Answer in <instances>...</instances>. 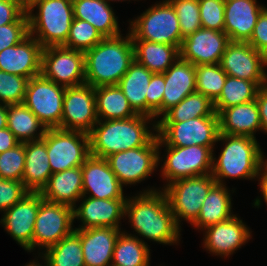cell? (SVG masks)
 <instances>
[{
  "label": "cell",
  "instance_id": "4316f807",
  "mask_svg": "<svg viewBox=\"0 0 267 266\" xmlns=\"http://www.w3.org/2000/svg\"><path fill=\"white\" fill-rule=\"evenodd\" d=\"M51 175L45 140L25 142V169L22 176L25 188L29 192H41Z\"/></svg>",
  "mask_w": 267,
  "mask_h": 266
},
{
  "label": "cell",
  "instance_id": "f5cc1de1",
  "mask_svg": "<svg viewBox=\"0 0 267 266\" xmlns=\"http://www.w3.org/2000/svg\"><path fill=\"white\" fill-rule=\"evenodd\" d=\"M262 171V172H261ZM260 190L263 194V198L267 204V167L263 164L262 169L259 172Z\"/></svg>",
  "mask_w": 267,
  "mask_h": 266
},
{
  "label": "cell",
  "instance_id": "ac0fdd59",
  "mask_svg": "<svg viewBox=\"0 0 267 266\" xmlns=\"http://www.w3.org/2000/svg\"><path fill=\"white\" fill-rule=\"evenodd\" d=\"M42 199L40 192H28L4 212L0 221L11 237L29 252L33 250L35 220Z\"/></svg>",
  "mask_w": 267,
  "mask_h": 266
},
{
  "label": "cell",
  "instance_id": "d6a6232c",
  "mask_svg": "<svg viewBox=\"0 0 267 266\" xmlns=\"http://www.w3.org/2000/svg\"><path fill=\"white\" fill-rule=\"evenodd\" d=\"M95 101L98 120L127 119L138 115L118 85L96 87Z\"/></svg>",
  "mask_w": 267,
  "mask_h": 266
},
{
  "label": "cell",
  "instance_id": "ba28073f",
  "mask_svg": "<svg viewBox=\"0 0 267 266\" xmlns=\"http://www.w3.org/2000/svg\"><path fill=\"white\" fill-rule=\"evenodd\" d=\"M152 126L167 146L176 147L201 145L213 148L220 133L219 116H204L182 122H156Z\"/></svg>",
  "mask_w": 267,
  "mask_h": 266
},
{
  "label": "cell",
  "instance_id": "8992f818",
  "mask_svg": "<svg viewBox=\"0 0 267 266\" xmlns=\"http://www.w3.org/2000/svg\"><path fill=\"white\" fill-rule=\"evenodd\" d=\"M130 26L132 40L168 44L180 50L183 38L179 21L174 8L167 0L148 8L131 21Z\"/></svg>",
  "mask_w": 267,
  "mask_h": 266
},
{
  "label": "cell",
  "instance_id": "681fc988",
  "mask_svg": "<svg viewBox=\"0 0 267 266\" xmlns=\"http://www.w3.org/2000/svg\"><path fill=\"white\" fill-rule=\"evenodd\" d=\"M25 11L24 0H0V26L14 23Z\"/></svg>",
  "mask_w": 267,
  "mask_h": 266
},
{
  "label": "cell",
  "instance_id": "d4e9b609",
  "mask_svg": "<svg viewBox=\"0 0 267 266\" xmlns=\"http://www.w3.org/2000/svg\"><path fill=\"white\" fill-rule=\"evenodd\" d=\"M165 90L162 115L179 104L186 96L196 92L195 65L180 57L163 73Z\"/></svg>",
  "mask_w": 267,
  "mask_h": 266
},
{
  "label": "cell",
  "instance_id": "7c38bea8",
  "mask_svg": "<svg viewBox=\"0 0 267 266\" xmlns=\"http://www.w3.org/2000/svg\"><path fill=\"white\" fill-rule=\"evenodd\" d=\"M159 153L158 135H156L146 146L117 152L106 159L124 186L139 183L150 176L160 163Z\"/></svg>",
  "mask_w": 267,
  "mask_h": 266
},
{
  "label": "cell",
  "instance_id": "f1b7e54d",
  "mask_svg": "<svg viewBox=\"0 0 267 266\" xmlns=\"http://www.w3.org/2000/svg\"><path fill=\"white\" fill-rule=\"evenodd\" d=\"M74 18L93 25L103 38L120 36L117 18L105 0H72Z\"/></svg>",
  "mask_w": 267,
  "mask_h": 266
},
{
  "label": "cell",
  "instance_id": "e575fe53",
  "mask_svg": "<svg viewBox=\"0 0 267 266\" xmlns=\"http://www.w3.org/2000/svg\"><path fill=\"white\" fill-rule=\"evenodd\" d=\"M150 251L142 239L121 232L116 240L111 265L150 266Z\"/></svg>",
  "mask_w": 267,
  "mask_h": 266
},
{
  "label": "cell",
  "instance_id": "db71d44e",
  "mask_svg": "<svg viewBox=\"0 0 267 266\" xmlns=\"http://www.w3.org/2000/svg\"><path fill=\"white\" fill-rule=\"evenodd\" d=\"M7 127V105L0 104V130Z\"/></svg>",
  "mask_w": 267,
  "mask_h": 266
},
{
  "label": "cell",
  "instance_id": "836d02e7",
  "mask_svg": "<svg viewBox=\"0 0 267 266\" xmlns=\"http://www.w3.org/2000/svg\"><path fill=\"white\" fill-rule=\"evenodd\" d=\"M7 127L20 143L40 140L47 130L24 103L7 106Z\"/></svg>",
  "mask_w": 267,
  "mask_h": 266
},
{
  "label": "cell",
  "instance_id": "f546056e",
  "mask_svg": "<svg viewBox=\"0 0 267 266\" xmlns=\"http://www.w3.org/2000/svg\"><path fill=\"white\" fill-rule=\"evenodd\" d=\"M135 61L152 73H164L179 57L176 46L146 40H132Z\"/></svg>",
  "mask_w": 267,
  "mask_h": 266
},
{
  "label": "cell",
  "instance_id": "9a60e30c",
  "mask_svg": "<svg viewBox=\"0 0 267 266\" xmlns=\"http://www.w3.org/2000/svg\"><path fill=\"white\" fill-rule=\"evenodd\" d=\"M97 122L95 88L88 84L66 87L58 128L89 134Z\"/></svg>",
  "mask_w": 267,
  "mask_h": 266
},
{
  "label": "cell",
  "instance_id": "d590c367",
  "mask_svg": "<svg viewBox=\"0 0 267 266\" xmlns=\"http://www.w3.org/2000/svg\"><path fill=\"white\" fill-rule=\"evenodd\" d=\"M204 116H219L213 102L205 95L194 92L186 96L179 104L169 109L156 122H182Z\"/></svg>",
  "mask_w": 267,
  "mask_h": 266
},
{
  "label": "cell",
  "instance_id": "8d00e7d4",
  "mask_svg": "<svg viewBox=\"0 0 267 266\" xmlns=\"http://www.w3.org/2000/svg\"><path fill=\"white\" fill-rule=\"evenodd\" d=\"M259 88L255 82L227 75L219 97L213 102L215 112L219 115L226 108L255 100Z\"/></svg>",
  "mask_w": 267,
  "mask_h": 266
},
{
  "label": "cell",
  "instance_id": "cb8c5ba5",
  "mask_svg": "<svg viewBox=\"0 0 267 266\" xmlns=\"http://www.w3.org/2000/svg\"><path fill=\"white\" fill-rule=\"evenodd\" d=\"M121 229L98 227L75 229L80 235L85 266H110Z\"/></svg>",
  "mask_w": 267,
  "mask_h": 266
},
{
  "label": "cell",
  "instance_id": "44dd1931",
  "mask_svg": "<svg viewBox=\"0 0 267 266\" xmlns=\"http://www.w3.org/2000/svg\"><path fill=\"white\" fill-rule=\"evenodd\" d=\"M43 47L29 34L18 44L0 52V70L28 79L41 74Z\"/></svg>",
  "mask_w": 267,
  "mask_h": 266
},
{
  "label": "cell",
  "instance_id": "9c48e42d",
  "mask_svg": "<svg viewBox=\"0 0 267 266\" xmlns=\"http://www.w3.org/2000/svg\"><path fill=\"white\" fill-rule=\"evenodd\" d=\"M52 173L82 166L90 156L89 134L48 128L43 136Z\"/></svg>",
  "mask_w": 267,
  "mask_h": 266
},
{
  "label": "cell",
  "instance_id": "30bf717a",
  "mask_svg": "<svg viewBox=\"0 0 267 266\" xmlns=\"http://www.w3.org/2000/svg\"><path fill=\"white\" fill-rule=\"evenodd\" d=\"M166 146L167 156L162 166V175L167 184L182 178L212 173L213 148L201 145L186 147L167 146L158 137V147Z\"/></svg>",
  "mask_w": 267,
  "mask_h": 266
},
{
  "label": "cell",
  "instance_id": "11a10c76",
  "mask_svg": "<svg viewBox=\"0 0 267 266\" xmlns=\"http://www.w3.org/2000/svg\"><path fill=\"white\" fill-rule=\"evenodd\" d=\"M44 260H45V264H46L45 266H49L47 260L45 258H44ZM26 266H42V265H40V263L34 262V260H33V262L28 263Z\"/></svg>",
  "mask_w": 267,
  "mask_h": 266
},
{
  "label": "cell",
  "instance_id": "ee69618b",
  "mask_svg": "<svg viewBox=\"0 0 267 266\" xmlns=\"http://www.w3.org/2000/svg\"><path fill=\"white\" fill-rule=\"evenodd\" d=\"M202 28L223 31L225 0H198Z\"/></svg>",
  "mask_w": 267,
  "mask_h": 266
},
{
  "label": "cell",
  "instance_id": "74e56055",
  "mask_svg": "<svg viewBox=\"0 0 267 266\" xmlns=\"http://www.w3.org/2000/svg\"><path fill=\"white\" fill-rule=\"evenodd\" d=\"M44 252L42 257L49 266H85L80 235L75 230Z\"/></svg>",
  "mask_w": 267,
  "mask_h": 266
},
{
  "label": "cell",
  "instance_id": "603a6c76",
  "mask_svg": "<svg viewBox=\"0 0 267 266\" xmlns=\"http://www.w3.org/2000/svg\"><path fill=\"white\" fill-rule=\"evenodd\" d=\"M250 231L236 215L206 228L204 248L215 255L228 256L249 240Z\"/></svg>",
  "mask_w": 267,
  "mask_h": 266
},
{
  "label": "cell",
  "instance_id": "5b68a950",
  "mask_svg": "<svg viewBox=\"0 0 267 266\" xmlns=\"http://www.w3.org/2000/svg\"><path fill=\"white\" fill-rule=\"evenodd\" d=\"M34 7L38 14H32ZM26 12L29 19V34L41 44L62 46L69 35L74 18L72 0H28Z\"/></svg>",
  "mask_w": 267,
  "mask_h": 266
},
{
  "label": "cell",
  "instance_id": "c3c4849f",
  "mask_svg": "<svg viewBox=\"0 0 267 266\" xmlns=\"http://www.w3.org/2000/svg\"><path fill=\"white\" fill-rule=\"evenodd\" d=\"M248 43L267 57V8L260 13Z\"/></svg>",
  "mask_w": 267,
  "mask_h": 266
},
{
  "label": "cell",
  "instance_id": "e0dca14e",
  "mask_svg": "<svg viewBox=\"0 0 267 266\" xmlns=\"http://www.w3.org/2000/svg\"><path fill=\"white\" fill-rule=\"evenodd\" d=\"M230 38L224 31L200 28L184 38L180 47V58L191 64H220Z\"/></svg>",
  "mask_w": 267,
  "mask_h": 266
},
{
  "label": "cell",
  "instance_id": "f907efd6",
  "mask_svg": "<svg viewBox=\"0 0 267 266\" xmlns=\"http://www.w3.org/2000/svg\"><path fill=\"white\" fill-rule=\"evenodd\" d=\"M255 100L259 110L261 130L267 133V85L259 88Z\"/></svg>",
  "mask_w": 267,
  "mask_h": 266
},
{
  "label": "cell",
  "instance_id": "7a4b0ae2",
  "mask_svg": "<svg viewBox=\"0 0 267 266\" xmlns=\"http://www.w3.org/2000/svg\"><path fill=\"white\" fill-rule=\"evenodd\" d=\"M134 47L130 33L103 38L84 53L85 82L96 88L118 85L120 79L134 62Z\"/></svg>",
  "mask_w": 267,
  "mask_h": 266
},
{
  "label": "cell",
  "instance_id": "6da1fadb",
  "mask_svg": "<svg viewBox=\"0 0 267 266\" xmlns=\"http://www.w3.org/2000/svg\"><path fill=\"white\" fill-rule=\"evenodd\" d=\"M126 214L140 236L160 244L178 243L181 226L177 225L163 191L151 188L130 197L126 200Z\"/></svg>",
  "mask_w": 267,
  "mask_h": 266
},
{
  "label": "cell",
  "instance_id": "3957f363",
  "mask_svg": "<svg viewBox=\"0 0 267 266\" xmlns=\"http://www.w3.org/2000/svg\"><path fill=\"white\" fill-rule=\"evenodd\" d=\"M148 120L153 118L140 114L127 119L98 120L89 133L90 155L106 159L117 152L146 146L157 135L148 130Z\"/></svg>",
  "mask_w": 267,
  "mask_h": 266
},
{
  "label": "cell",
  "instance_id": "4dcf8cb0",
  "mask_svg": "<svg viewBox=\"0 0 267 266\" xmlns=\"http://www.w3.org/2000/svg\"><path fill=\"white\" fill-rule=\"evenodd\" d=\"M153 74L134 60L118 83L130 106L137 114L146 116V95H148V85Z\"/></svg>",
  "mask_w": 267,
  "mask_h": 266
},
{
  "label": "cell",
  "instance_id": "d6986e66",
  "mask_svg": "<svg viewBox=\"0 0 267 266\" xmlns=\"http://www.w3.org/2000/svg\"><path fill=\"white\" fill-rule=\"evenodd\" d=\"M82 168L83 196L97 199H127L123 186L105 158L90 155Z\"/></svg>",
  "mask_w": 267,
  "mask_h": 266
},
{
  "label": "cell",
  "instance_id": "b9f144b4",
  "mask_svg": "<svg viewBox=\"0 0 267 266\" xmlns=\"http://www.w3.org/2000/svg\"><path fill=\"white\" fill-rule=\"evenodd\" d=\"M28 78L0 70V104H21L25 98Z\"/></svg>",
  "mask_w": 267,
  "mask_h": 266
},
{
  "label": "cell",
  "instance_id": "83f0119b",
  "mask_svg": "<svg viewBox=\"0 0 267 266\" xmlns=\"http://www.w3.org/2000/svg\"><path fill=\"white\" fill-rule=\"evenodd\" d=\"M220 133L233 136L254 137L261 130V121L256 100L231 106L219 114Z\"/></svg>",
  "mask_w": 267,
  "mask_h": 266
},
{
  "label": "cell",
  "instance_id": "7402d4cb",
  "mask_svg": "<svg viewBox=\"0 0 267 266\" xmlns=\"http://www.w3.org/2000/svg\"><path fill=\"white\" fill-rule=\"evenodd\" d=\"M266 7L256 0H225L223 31L232 42H248L260 13Z\"/></svg>",
  "mask_w": 267,
  "mask_h": 266
},
{
  "label": "cell",
  "instance_id": "7dc6e473",
  "mask_svg": "<svg viewBox=\"0 0 267 266\" xmlns=\"http://www.w3.org/2000/svg\"><path fill=\"white\" fill-rule=\"evenodd\" d=\"M29 191L22 181L7 180L0 177V211H6L20 201Z\"/></svg>",
  "mask_w": 267,
  "mask_h": 266
},
{
  "label": "cell",
  "instance_id": "8fae6325",
  "mask_svg": "<svg viewBox=\"0 0 267 266\" xmlns=\"http://www.w3.org/2000/svg\"><path fill=\"white\" fill-rule=\"evenodd\" d=\"M66 87L41 74L28 80L23 103L48 128H58L62 120Z\"/></svg>",
  "mask_w": 267,
  "mask_h": 266
},
{
  "label": "cell",
  "instance_id": "bcb514c9",
  "mask_svg": "<svg viewBox=\"0 0 267 266\" xmlns=\"http://www.w3.org/2000/svg\"><path fill=\"white\" fill-rule=\"evenodd\" d=\"M148 86V95H146V116L154 119L162 115V100L165 90L164 74L154 73Z\"/></svg>",
  "mask_w": 267,
  "mask_h": 266
},
{
  "label": "cell",
  "instance_id": "484cf974",
  "mask_svg": "<svg viewBox=\"0 0 267 266\" xmlns=\"http://www.w3.org/2000/svg\"><path fill=\"white\" fill-rule=\"evenodd\" d=\"M43 199L75 207L83 196L82 168L74 167L52 173L47 185L41 190Z\"/></svg>",
  "mask_w": 267,
  "mask_h": 266
},
{
  "label": "cell",
  "instance_id": "4fadbf2b",
  "mask_svg": "<svg viewBox=\"0 0 267 266\" xmlns=\"http://www.w3.org/2000/svg\"><path fill=\"white\" fill-rule=\"evenodd\" d=\"M41 75L64 87L86 84L84 52L64 46L43 48Z\"/></svg>",
  "mask_w": 267,
  "mask_h": 266
},
{
  "label": "cell",
  "instance_id": "7bdbcfd3",
  "mask_svg": "<svg viewBox=\"0 0 267 266\" xmlns=\"http://www.w3.org/2000/svg\"><path fill=\"white\" fill-rule=\"evenodd\" d=\"M25 169V143L0 153V177L7 180L22 181Z\"/></svg>",
  "mask_w": 267,
  "mask_h": 266
},
{
  "label": "cell",
  "instance_id": "9f6ffc18",
  "mask_svg": "<svg viewBox=\"0 0 267 266\" xmlns=\"http://www.w3.org/2000/svg\"><path fill=\"white\" fill-rule=\"evenodd\" d=\"M263 164L267 167V160L265 162H263Z\"/></svg>",
  "mask_w": 267,
  "mask_h": 266
},
{
  "label": "cell",
  "instance_id": "f6af8a7d",
  "mask_svg": "<svg viewBox=\"0 0 267 266\" xmlns=\"http://www.w3.org/2000/svg\"><path fill=\"white\" fill-rule=\"evenodd\" d=\"M29 35V19L25 11L14 23L0 26V52L12 47Z\"/></svg>",
  "mask_w": 267,
  "mask_h": 266
},
{
  "label": "cell",
  "instance_id": "2e32d148",
  "mask_svg": "<svg viewBox=\"0 0 267 266\" xmlns=\"http://www.w3.org/2000/svg\"><path fill=\"white\" fill-rule=\"evenodd\" d=\"M220 65L230 76L267 85V57L256 51L248 42H230L222 55ZM264 66V67H263Z\"/></svg>",
  "mask_w": 267,
  "mask_h": 266
},
{
  "label": "cell",
  "instance_id": "ffe728a7",
  "mask_svg": "<svg viewBox=\"0 0 267 266\" xmlns=\"http://www.w3.org/2000/svg\"><path fill=\"white\" fill-rule=\"evenodd\" d=\"M85 197V198H84ZM82 196L80 206L73 208L74 219H80L81 227L75 229H90L98 227L119 228L120 219L125 217L127 199H97Z\"/></svg>",
  "mask_w": 267,
  "mask_h": 266
},
{
  "label": "cell",
  "instance_id": "5bb4252c",
  "mask_svg": "<svg viewBox=\"0 0 267 266\" xmlns=\"http://www.w3.org/2000/svg\"><path fill=\"white\" fill-rule=\"evenodd\" d=\"M73 221V207L42 199L35 220L33 250L47 249L70 235L75 230Z\"/></svg>",
  "mask_w": 267,
  "mask_h": 266
},
{
  "label": "cell",
  "instance_id": "52a82bcc",
  "mask_svg": "<svg viewBox=\"0 0 267 266\" xmlns=\"http://www.w3.org/2000/svg\"><path fill=\"white\" fill-rule=\"evenodd\" d=\"M215 184L216 180L208 174L178 179L166 185L163 192L178 226L182 218L190 224L197 220L202 204Z\"/></svg>",
  "mask_w": 267,
  "mask_h": 266
},
{
  "label": "cell",
  "instance_id": "1f68e13d",
  "mask_svg": "<svg viewBox=\"0 0 267 266\" xmlns=\"http://www.w3.org/2000/svg\"><path fill=\"white\" fill-rule=\"evenodd\" d=\"M230 192L225 185L215 184L208 192L197 220L192 224L198 229H206L209 226L230 219L231 212Z\"/></svg>",
  "mask_w": 267,
  "mask_h": 266
},
{
  "label": "cell",
  "instance_id": "ab89813d",
  "mask_svg": "<svg viewBox=\"0 0 267 266\" xmlns=\"http://www.w3.org/2000/svg\"><path fill=\"white\" fill-rule=\"evenodd\" d=\"M102 39L101 34L89 22L73 18L69 35L62 46L85 53Z\"/></svg>",
  "mask_w": 267,
  "mask_h": 266
},
{
  "label": "cell",
  "instance_id": "60d3db41",
  "mask_svg": "<svg viewBox=\"0 0 267 266\" xmlns=\"http://www.w3.org/2000/svg\"><path fill=\"white\" fill-rule=\"evenodd\" d=\"M175 10L182 38L199 30L201 25L198 0H167Z\"/></svg>",
  "mask_w": 267,
  "mask_h": 266
},
{
  "label": "cell",
  "instance_id": "816d5d0a",
  "mask_svg": "<svg viewBox=\"0 0 267 266\" xmlns=\"http://www.w3.org/2000/svg\"><path fill=\"white\" fill-rule=\"evenodd\" d=\"M19 143L8 127L0 130V153L14 148Z\"/></svg>",
  "mask_w": 267,
  "mask_h": 266
},
{
  "label": "cell",
  "instance_id": "f35d334b",
  "mask_svg": "<svg viewBox=\"0 0 267 266\" xmlns=\"http://www.w3.org/2000/svg\"><path fill=\"white\" fill-rule=\"evenodd\" d=\"M227 74L220 64L195 66L196 92L207 96L214 102L220 95Z\"/></svg>",
  "mask_w": 267,
  "mask_h": 266
},
{
  "label": "cell",
  "instance_id": "277c9868",
  "mask_svg": "<svg viewBox=\"0 0 267 266\" xmlns=\"http://www.w3.org/2000/svg\"><path fill=\"white\" fill-rule=\"evenodd\" d=\"M222 140L226 143L218 161L213 158L211 175L216 183L224 185L223 178H258L265 159L256 138L219 133L217 142Z\"/></svg>",
  "mask_w": 267,
  "mask_h": 266
}]
</instances>
